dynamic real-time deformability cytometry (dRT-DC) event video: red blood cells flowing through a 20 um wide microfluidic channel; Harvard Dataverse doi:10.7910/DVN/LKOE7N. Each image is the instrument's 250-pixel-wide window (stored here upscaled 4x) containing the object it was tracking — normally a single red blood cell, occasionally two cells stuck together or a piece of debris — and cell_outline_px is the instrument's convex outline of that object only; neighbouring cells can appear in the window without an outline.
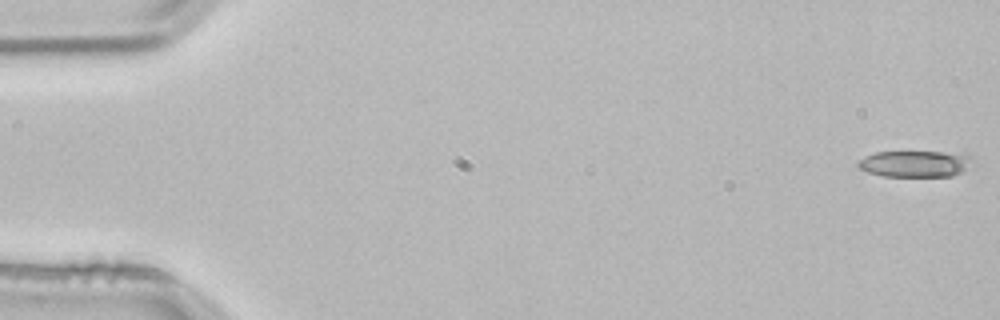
{"species": "common noctule bat (a hibernating species)", "species_latin": "Nyctalus noctula", "temperature_condition": "room temperature", "stored_images_in_passage": 4, "camera_frame_rate_fps": 3000, "um_per_image_px": 0.085, "animal": {"sex": "male", "body_mass_g": 21.5, "forearm_length_mm": 52.0}, "frame": {"image": 1, "passage_image": 1, "time_ms": 0.0, "image_size_px": [1000, 320], "cell_outline_px": [[976, 164], [964, 172], [952, 176], [884, 176], [868, 172], [860, 168], [856, 164], [860, 160], [876, 152], [940, 152], [972, 156], [976, 160]], "centroid_in_image_um": [77.9, 13.93], "position_along_channel_um": 7.1, "area_um2": 17.69}}
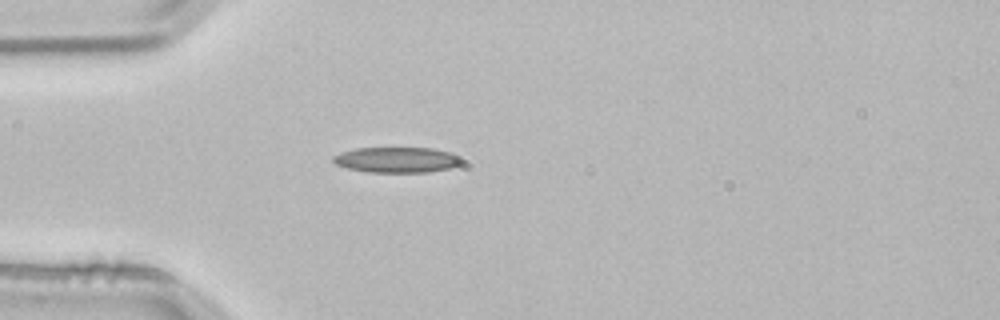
{"frame": {"image": 2, "passage_image": 4, "time_ms": 1.0, "image_size_px": [1000, 320], "cell_outline_px": [[460, 164], [452, 168], [428, 172], [368, 172], [348, 168], [336, 164], [332, 160], [332, 156], [340, 152], [356, 148], [432, 148], [452, 152], [460, 160]], "centroid_in_image_um": [33.71, 13.58], "position_along_channel_um": 51.3, "area_um2": 19.07}}